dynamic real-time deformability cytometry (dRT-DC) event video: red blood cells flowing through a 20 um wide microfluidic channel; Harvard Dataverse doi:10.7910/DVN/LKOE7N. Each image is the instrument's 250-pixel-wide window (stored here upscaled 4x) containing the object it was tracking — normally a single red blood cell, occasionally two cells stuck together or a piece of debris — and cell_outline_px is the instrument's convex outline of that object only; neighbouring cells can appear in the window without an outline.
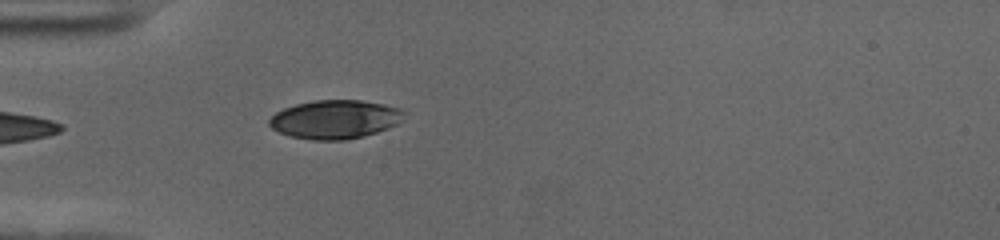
{"species": "human", "species_latin": "Homo sapiens", "temperature_condition": "cold", "stored_images_in_passage": 40, "camera_frame_rate_fps": 3000, "um_per_image_px": 0.085, "donor": {"sex": "female"}, "frame": {"image": 1, "passage_image": 1, "time_ms": 0.0, "image_size_px": [1000, 240], "cell_outline_px": [[396, 112], [392, 124], [384, 128], [360, 136], [340, 140], [320, 140], [292, 136], [280, 132], [272, 128], [268, 124], [268, 120], [276, 112], [284, 108], [296, 104], [320, 100], [356, 100], [380, 104], [392, 108]], "centroid_in_image_um": [28.23, 10.14], "position_along_channel_um": 56.8, "area_um2": 28.44}}
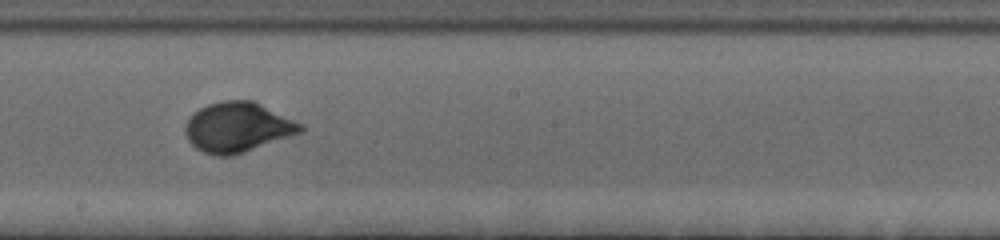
{"frame": {"image": 2, "passage_image": 16, "time_ms": 5.0, "image_size_px": [1000, 240], "cell_outline_px": [[304, 128], [296, 132], [240, 152], [224, 156], [208, 152], [192, 144], [188, 136], [188, 120], [196, 112], [212, 104], [232, 100], [248, 100], [300, 124]], "centroid_in_image_um": [20.15, 10.8], "position_along_channel_um": 228.1, "area_um2": 30.52}}
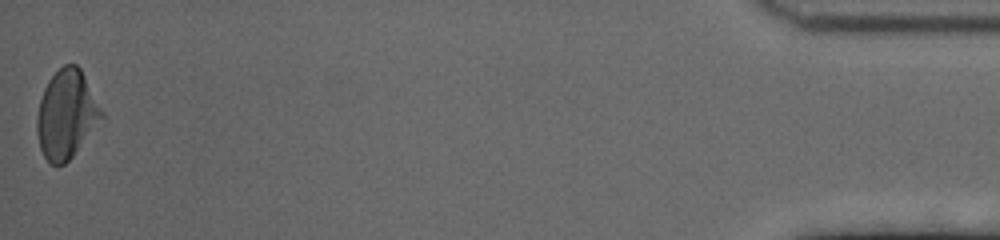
{"frame": {"image": 3, "passage_image": 40, "time_ms": 13.0, "image_size_px": [1000, 240], "cell_outline_px": [[104, 116], [72, 156], [64, 164], [52, 164], [44, 156], [40, 148], [36, 124], [40, 100], [44, 88], [52, 76], [64, 64], [76, 64], [80, 68]], "centroid_in_image_um": [5.62, 9.72], "position_along_channel_um": 429.6, "area_um2": 32.31}, "authors_computed_cell_mechanics": {"area_um2": 29.4491, "velocity_mm_per_s": 3.592, "shape_relaxation_time_tau1_ms": 2.9133, "shape_relaxation_time_tau2_ms": null, "deformation_change_tau1": 0.1419, "deformation_change_tau2": null}}